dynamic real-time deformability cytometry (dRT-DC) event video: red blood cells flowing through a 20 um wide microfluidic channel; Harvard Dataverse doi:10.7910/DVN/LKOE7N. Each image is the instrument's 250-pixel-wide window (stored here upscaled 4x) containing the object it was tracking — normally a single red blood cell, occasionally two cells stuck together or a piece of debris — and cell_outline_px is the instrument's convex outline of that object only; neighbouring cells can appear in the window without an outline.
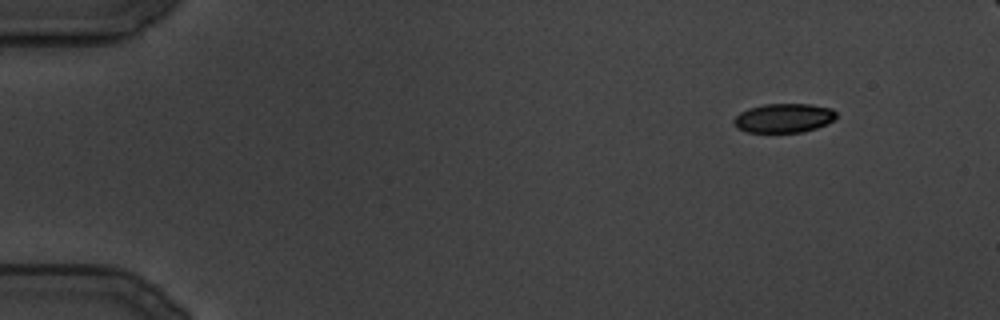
{"species": "common noctule bat (a hibernating species)", "species_latin": "Nyctalus noctula", "temperature_condition": "cold", "stored_images_in_passage": 91, "camera_frame_rate_fps": 3000, "um_per_image_px": 0.085, "animal": {"sex": "male", "body_mass_g": 19.5, "forearm_length_mm": 54.6}, "frame": {"image": 1, "passage_image": 1, "time_ms": 0.0, "image_size_px": [1000, 320], "cell_outline_px": [[836, 116], [832, 120], [816, 128], [804, 132], [748, 132], [736, 128], [732, 120], [740, 112], [748, 108], [764, 104], [808, 104], [832, 108], [836, 112]], "centroid_in_image_um": [66.58, 10.03], "position_along_channel_um": 18.4, "area_um2": 17.34}}
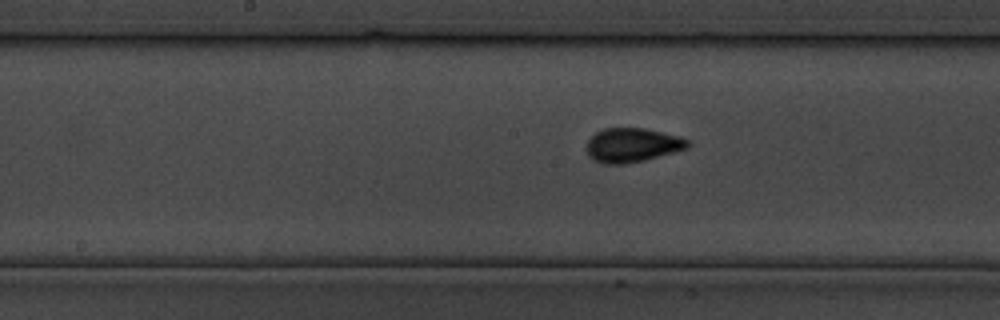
{"frame": {"image": 2, "passage_image": 53, "time_ms": 17.333, "image_size_px": [1000, 320], "cell_outline_px": [[692, 144], [688, 148], [644, 160], [624, 164], [604, 164], [592, 160], [588, 156], [584, 148], [588, 140], [596, 132], [604, 128], [644, 128], [680, 136], [688, 140]], "centroid_in_image_um": [53.71, 12.34], "position_along_channel_um": 194.5, "area_um2": 20.35}}
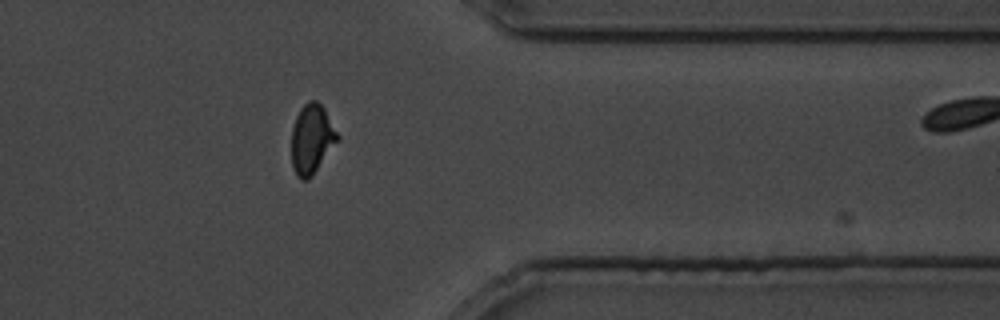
{"frame": {"image": 3, "passage_image": 90, "time_ms": 29.667, "image_size_px": [1000, 320], "cell_outline_px": [[340, 136], [312, 176], [308, 180], [300, 180], [296, 176], [292, 168], [292, 128], [296, 116], [300, 108], [308, 100], [316, 100], [324, 108]], "centroid_in_image_um": [26.48, 11.82], "position_along_channel_um": 384.9, "area_um2": 18.55}}